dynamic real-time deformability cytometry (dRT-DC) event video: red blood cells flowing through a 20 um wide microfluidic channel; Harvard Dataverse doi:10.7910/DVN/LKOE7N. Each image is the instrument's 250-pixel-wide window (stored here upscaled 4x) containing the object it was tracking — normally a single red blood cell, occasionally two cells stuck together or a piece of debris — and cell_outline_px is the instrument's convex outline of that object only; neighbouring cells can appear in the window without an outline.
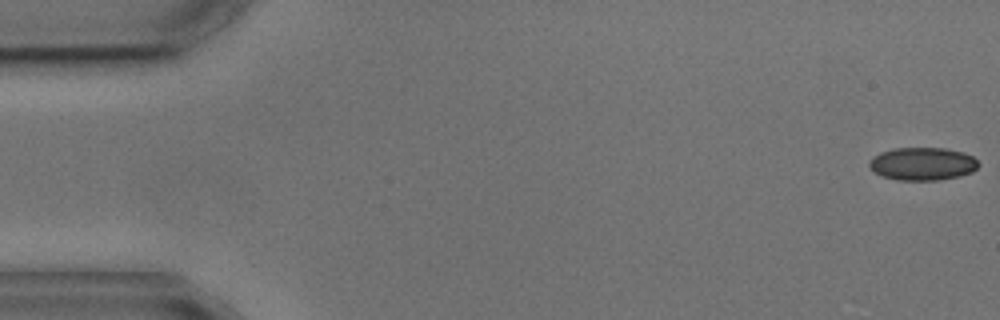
{"species": "common noctule bat (a hibernating species)", "species_latin": "Nyctalus noctula", "temperature_condition": "cold", "stored_images_in_passage": 4, "camera_frame_rate_fps": 3000, "um_per_image_px": 0.085, "animal": {"sex": "male", "body_mass_g": 17.9, "forearm_length_mm": 54.2}, "frame": {"image": 1, "passage_image": 1, "time_ms": 0.0, "image_size_px": [1000, 320], "cell_outline_px": [[980, 164], [972, 172], [960, 176], [940, 180], [896, 180], [884, 176], [876, 172], [868, 164], [872, 156], [880, 152], [892, 148], [944, 148], [964, 152], [972, 156]], "centroid_in_image_um": [78.43, 13.92], "position_along_channel_um": 6.6, "area_um2": 20.98}}